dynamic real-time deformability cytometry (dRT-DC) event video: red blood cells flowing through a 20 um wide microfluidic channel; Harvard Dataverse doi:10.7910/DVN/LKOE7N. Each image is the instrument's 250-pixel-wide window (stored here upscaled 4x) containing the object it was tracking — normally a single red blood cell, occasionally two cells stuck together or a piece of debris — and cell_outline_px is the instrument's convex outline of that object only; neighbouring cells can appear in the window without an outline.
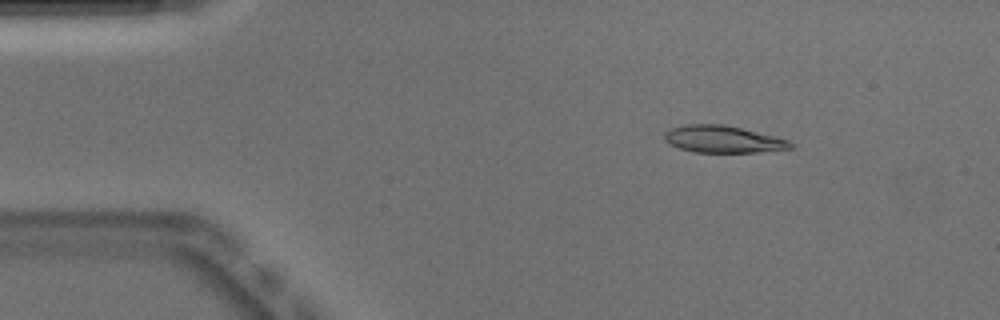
{"species": "Egyptian fruit bat (a non-hibernating species)", "species_latin": "Rousettus aegyptiacus", "temperature_condition": "warm", "stored_images_in_passage": 49, "camera_frame_rate_fps": 3000, "um_per_image_px": 0.085, "animal": {"sex": "male"}, "frame": {"image": 1, "passage_image": 6, "time_ms": 1.667, "image_size_px": [1000, 320], "cell_outline_px": [[792, 148], [756, 152], [696, 152], [680, 148], [668, 144], [664, 140], [664, 132], [672, 128], [684, 124], [724, 124], [776, 136], [788, 140], [792, 144]], "centroid_in_image_um": [61.42, 11.82], "position_along_channel_um": 23.6, "area_um2": 19.83}}
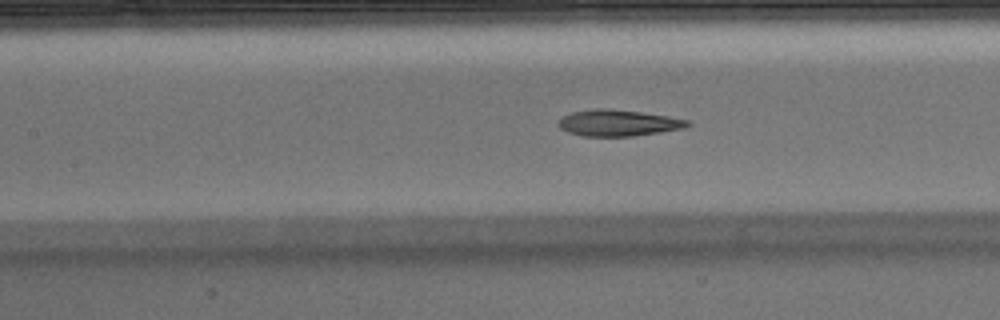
{"frame": {"image": 2, "passage_image": 21, "time_ms": 6.667, "image_size_px": [1000, 320], "cell_outline_px": [[692, 124], [684, 128], [660, 132], [632, 136], [584, 136], [568, 132], [560, 128], [560, 120], [564, 116], [572, 112], [596, 108], [608, 108], [640, 112], [668, 116], [688, 120]], "centroid_in_image_um": [52.58, 10.44], "position_along_channel_um": 154.8, "area_um2": 19.59}}
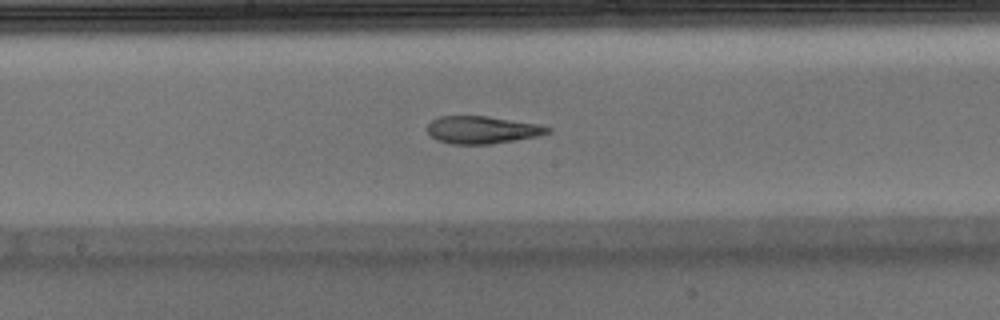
{"frame": {"image": 3, "passage_image": 25, "time_ms": 8.0, "image_size_px": [1000, 320], "cell_outline_px": [[552, 132], [536, 136], [516, 140], [488, 144], [452, 144], [436, 140], [428, 136], [428, 124], [432, 120], [440, 116], [488, 116], [536, 124], [552, 128]], "centroid_in_image_um": [40.95, 11.04], "position_along_channel_um": 207.2, "area_um2": 19.25}, "authors_computed_cell_mechanics": {"area_um2": 20.4612, "velocity_mm_per_s": 3.9327, "shape_relaxation_time_tau1_ms": null, "shape_relaxation_time_tau2_ms": 3.1229, "deformation_change_tau1": null, "deformation_change_tau2": 0.1282}}